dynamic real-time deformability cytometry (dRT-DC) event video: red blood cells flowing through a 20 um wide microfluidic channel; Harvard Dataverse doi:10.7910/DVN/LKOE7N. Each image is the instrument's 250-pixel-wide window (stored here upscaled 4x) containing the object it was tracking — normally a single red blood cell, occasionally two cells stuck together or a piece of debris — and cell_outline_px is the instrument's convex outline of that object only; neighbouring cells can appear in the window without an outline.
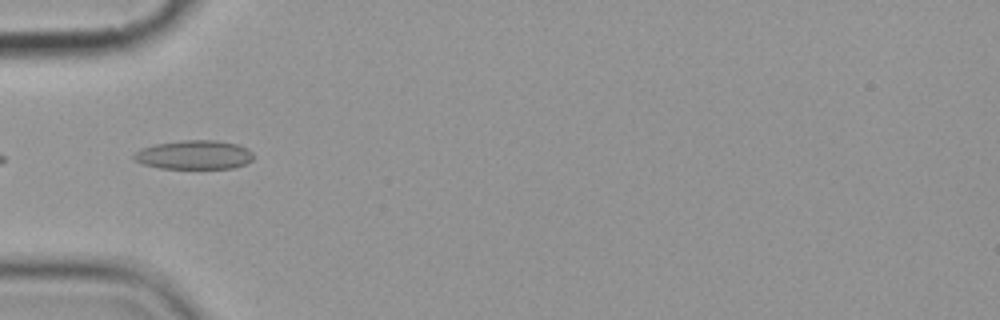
{"species": "common noctule bat (a hibernating species)", "species_latin": "Nyctalus noctula", "temperature_condition": "cold", "stored_images_in_passage": 9, "camera_frame_rate_fps": 3000, "um_per_image_px": 0.085, "animal": {"sex": "female", "body_mass_g": 19.9}, "frame": {"image": 1, "passage_image": 6, "time_ms": 6.0, "image_size_px": [1000, 320], "cell_outline_px": [[256, 156], [252, 160], [244, 164], [232, 168], [160, 168], [144, 164], [132, 160], [132, 156], [140, 148], [156, 144], [180, 140], [216, 140], [236, 144], [248, 148]], "centroid_in_image_um": [16.5, 13.15], "position_along_channel_um": 68.5, "area_um2": 20.29}}
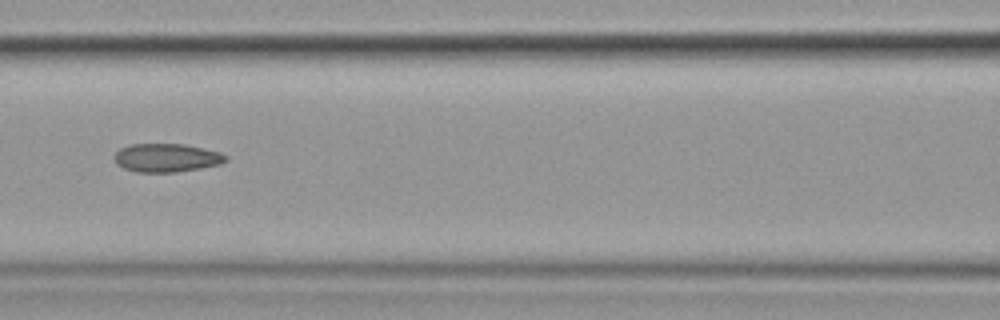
{"frame": {"image": 2, "passage_image": 8, "time_ms": 8.333, "image_size_px": [1000, 320], "cell_outline_px": [[228, 160], [220, 164], [200, 168], [176, 172], [136, 172], [124, 168], [116, 164], [112, 156], [120, 148], [128, 144], [184, 144], [220, 152], [228, 156]], "centroid_in_image_um": [14.13, 13.41], "position_along_channel_um": 152.5, "area_um2": 18.61}}
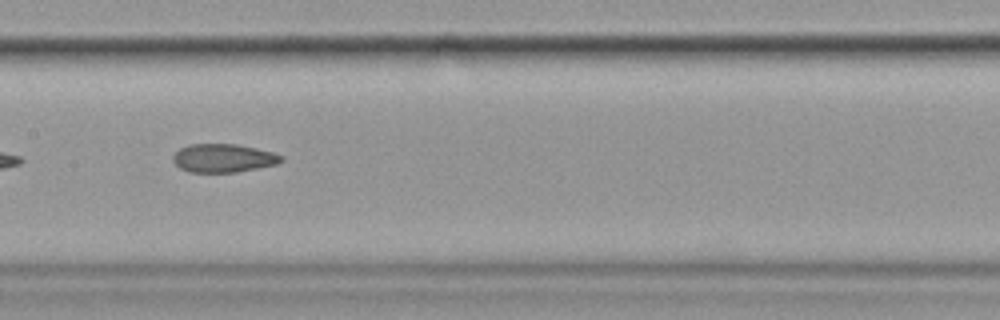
{"frame": {"image": 3, "passage_image": 9, "time_ms": 9.333, "image_size_px": [1000, 320], "cell_outline_px": [[284, 160], [276, 164], [236, 172], [188, 172], [180, 168], [172, 160], [172, 156], [180, 148], [188, 144], [236, 144], [256, 148], [272, 152], [284, 156]], "centroid_in_image_um": [18.97, 13.43], "position_along_channel_um": 188.4, "area_um2": 17.92}}